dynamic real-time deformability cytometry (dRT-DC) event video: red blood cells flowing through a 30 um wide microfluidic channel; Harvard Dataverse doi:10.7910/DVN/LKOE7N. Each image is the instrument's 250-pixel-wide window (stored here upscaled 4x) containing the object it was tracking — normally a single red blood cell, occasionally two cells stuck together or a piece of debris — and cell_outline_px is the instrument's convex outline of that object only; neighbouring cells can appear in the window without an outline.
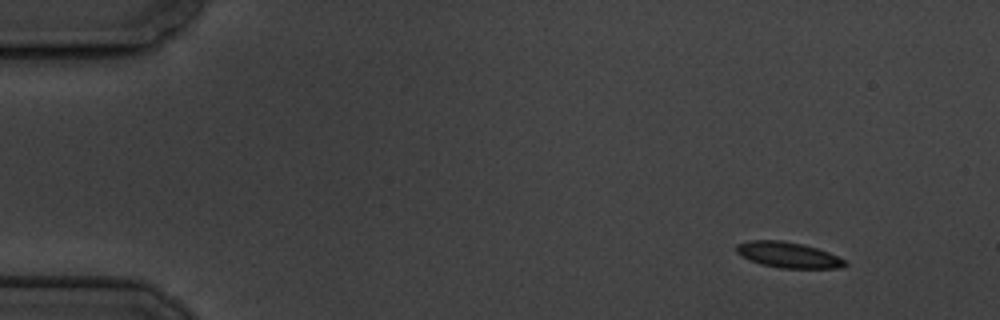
{"species": "common noctule bat (a hibernating species)", "species_latin": "Nyctalus noctula", "temperature_condition": "cold", "stored_images_in_passage": 5, "segment_of_instrument_passage": [1, 2], "camera_frame_rate_fps": 3000, "um_per_image_px": 0.085, "animal": {"sex": "male", "body_mass_g": 19.5, "forearm_length_mm": 54.6}, "frame": {"image": 1, "passage_image": 1, "time_ms": 0.0, "image_size_px": [1000, 320], "cell_outline_px": [[848, 264], [840, 268], [780, 268], [760, 264], [736, 252], [736, 244], [748, 240], [780, 240], [804, 244], [828, 252], [844, 260]], "centroid_in_image_um": [66.98, 21.66], "position_along_channel_um": 18.0, "area_um2": 16.13}}
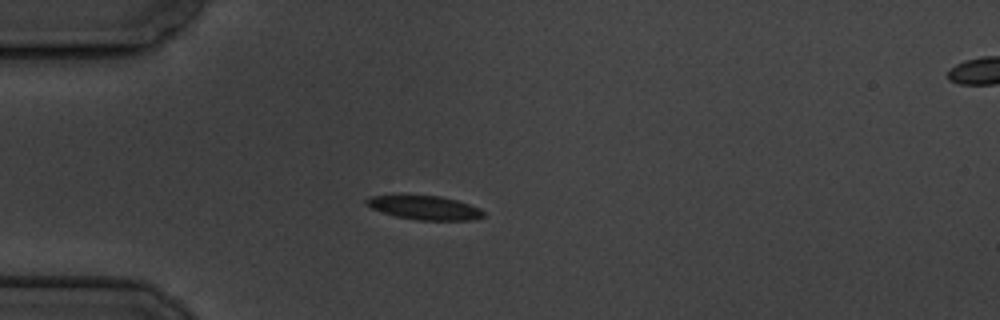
{"frame": {"image": 2, "passage_image": 4, "time_ms": 3.333, "image_size_px": [1000, 320], "cell_outline_px": [[484, 216], [476, 220], [416, 220], [396, 216], [372, 208], [364, 204], [364, 200], [368, 196], [440, 196], [456, 200], [480, 208], [484, 212]], "centroid_in_image_um": [36.11, 17.66], "position_along_channel_um": 48.9, "area_um2": 16.13}}